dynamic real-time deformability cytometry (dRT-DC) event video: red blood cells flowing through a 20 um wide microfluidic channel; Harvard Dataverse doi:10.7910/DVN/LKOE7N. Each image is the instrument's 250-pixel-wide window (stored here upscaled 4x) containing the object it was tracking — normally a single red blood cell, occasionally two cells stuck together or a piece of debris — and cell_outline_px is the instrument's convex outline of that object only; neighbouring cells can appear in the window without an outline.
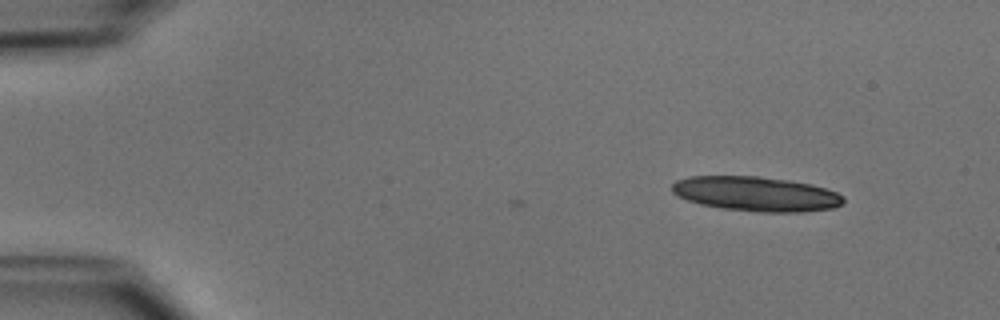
{"species": "common noctule bat (a hibernating species)", "species_latin": "Nyctalus noctula", "temperature_condition": "cold", "stored_images_in_passage": 3, "camera_frame_rate_fps": 3000, "um_per_image_px": 0.085, "animal": {"sex": "male", "body_mass_g": 15.6}, "frame": {"image": 1, "passage_image": 1, "time_ms": 0.0, "image_size_px": [1000, 320], "cell_outline_px": [[844, 204], [832, 208], [804, 212], [760, 212], [720, 208], [700, 204], [676, 196], [672, 192], [672, 184], [676, 180], [688, 176], [756, 176], [788, 180], [812, 184], [836, 192], [844, 196]], "centroid_in_image_um": [64.26, 16.48], "position_along_channel_um": 20.7, "area_um2": 34.8}}